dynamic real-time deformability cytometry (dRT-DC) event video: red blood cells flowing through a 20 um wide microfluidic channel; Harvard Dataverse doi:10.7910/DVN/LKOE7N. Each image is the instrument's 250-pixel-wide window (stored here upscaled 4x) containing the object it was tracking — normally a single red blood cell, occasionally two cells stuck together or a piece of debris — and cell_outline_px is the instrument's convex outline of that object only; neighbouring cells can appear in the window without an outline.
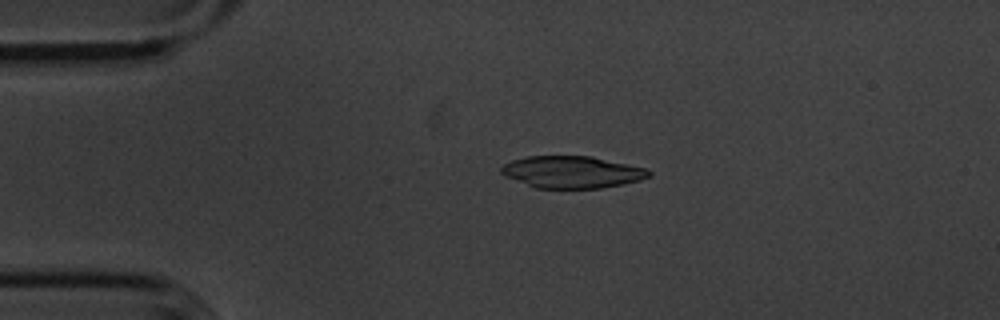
{"species": "common noctule bat (a hibernating species)", "species_latin": "Nyctalus noctula", "temperature_condition": "cold", "stored_images_in_passage": 45, "camera_frame_rate_fps": 3000, "um_per_image_px": 0.085, "animal": {"sex": "male", "body_mass_g": 20.1, "forearm_length_mm": 53.5}, "frame": {"image": 1, "passage_image": 2, "time_ms": 0.333, "image_size_px": [1000, 320], "cell_outline_px": [[652, 172], [648, 176], [640, 180], [600, 188], [536, 188], [504, 176], [500, 172], [500, 168], [504, 164], [512, 160], [528, 156], [592, 156], [648, 168]], "centroid_in_image_um": [48.61, 14.61], "position_along_channel_um": 36.4, "area_um2": 27.51}}
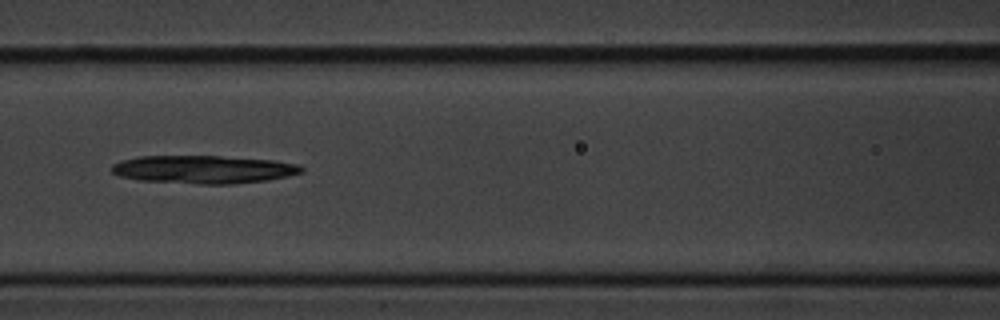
{"frame": {"image": 2, "passage_image": 14, "time_ms": 4.333, "image_size_px": [1000, 320], "cell_outline_px": [[304, 172], [288, 176], [268, 180], [232, 184], [200, 184], [140, 180], [120, 176], [112, 172], [112, 164], [124, 160], [140, 156], [220, 156], [272, 160], [300, 164], [304, 168]], "centroid_in_image_um": [17.35, 14.4], "position_along_channel_um": 149.2, "area_um2": 30.98}}
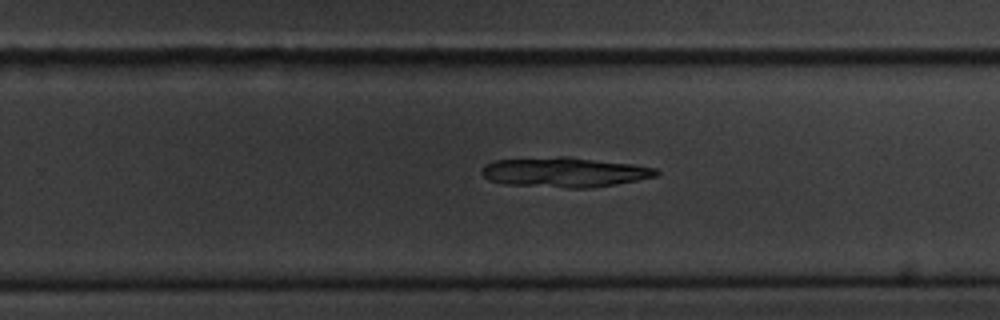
{"frame": {"image": 3, "passage_image": 25, "time_ms": 8.0, "image_size_px": [1000, 320], "cell_outline_px": [[660, 172], [656, 176], [616, 184], [588, 188], [568, 188], [504, 184], [488, 180], [480, 172], [484, 164], [492, 160], [560, 156], [568, 156], [632, 164], [656, 168]], "centroid_in_image_um": [47.94, 14.63], "position_along_channel_um": 281.9, "area_um2": 30.52}}